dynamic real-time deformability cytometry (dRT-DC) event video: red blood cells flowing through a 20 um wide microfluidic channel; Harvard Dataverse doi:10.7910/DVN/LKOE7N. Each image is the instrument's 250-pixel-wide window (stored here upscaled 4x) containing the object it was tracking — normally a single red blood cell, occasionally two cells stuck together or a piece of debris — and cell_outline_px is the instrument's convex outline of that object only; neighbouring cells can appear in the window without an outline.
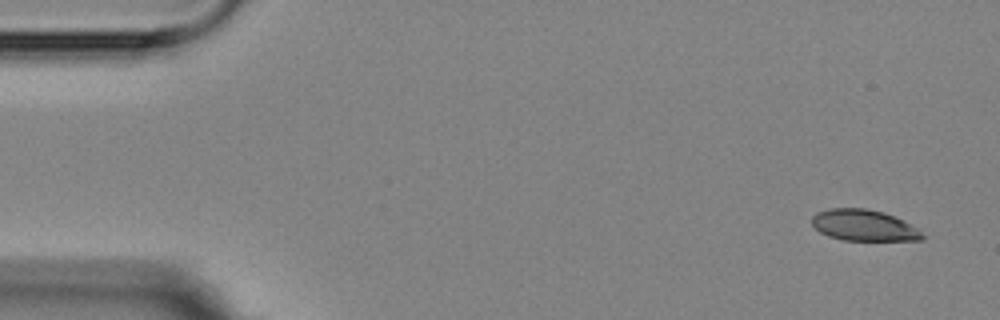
{"species": "Egyptian fruit bat (a non-hibernating species)", "species_latin": "Rousettus aegyptiacus", "temperature_condition": "room temperature", "stored_images_in_passage": 7, "camera_frame_rate_fps": 3000, "um_per_image_px": 0.085, "animal": {"sex": "female"}, "frame": {"image": 1, "passage_image": 1, "time_ms": 0.0, "image_size_px": [1000, 320], "cell_outline_px": [[924, 240], [844, 240], [828, 236], [820, 232], [812, 224], [812, 216], [816, 212], [828, 208], [864, 208], [880, 212], [892, 216], [920, 228], [924, 236]], "centroid_in_image_um": [73.42, 19.16], "position_along_channel_um": 11.6, "area_um2": 20.0}}
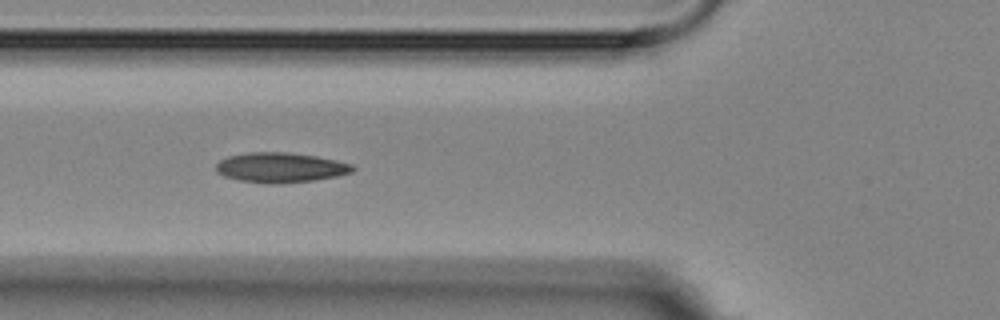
{"frame": {"image": 2, "passage_image": 6, "time_ms": 5.667, "image_size_px": [1000, 320], "cell_outline_px": [[356, 168], [352, 172], [336, 176], [312, 180], [280, 184], [268, 184], [236, 180], [224, 176], [216, 172], [216, 164], [220, 160], [228, 156], [248, 152], [288, 152], [316, 156], [336, 160], [352, 164]], "centroid_in_image_um": [23.81, 14.24], "position_along_channel_um": 102.0, "area_um2": 23.99}}
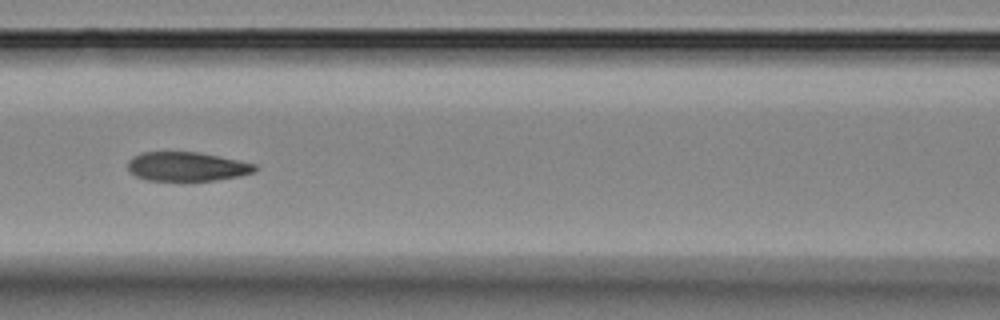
{"frame": {"image": 3, "passage_image": 7, "time_ms": 7.0, "image_size_px": [1000, 320], "cell_outline_px": [[260, 168], [256, 172], [240, 176], [216, 180], [184, 184], [148, 180], [136, 176], [128, 172], [128, 160], [132, 156], [140, 152], [200, 152], [240, 160], [256, 164]], "centroid_in_image_um": [15.9, 14.2], "position_along_channel_um": 150.7, "area_um2": 22.83}}